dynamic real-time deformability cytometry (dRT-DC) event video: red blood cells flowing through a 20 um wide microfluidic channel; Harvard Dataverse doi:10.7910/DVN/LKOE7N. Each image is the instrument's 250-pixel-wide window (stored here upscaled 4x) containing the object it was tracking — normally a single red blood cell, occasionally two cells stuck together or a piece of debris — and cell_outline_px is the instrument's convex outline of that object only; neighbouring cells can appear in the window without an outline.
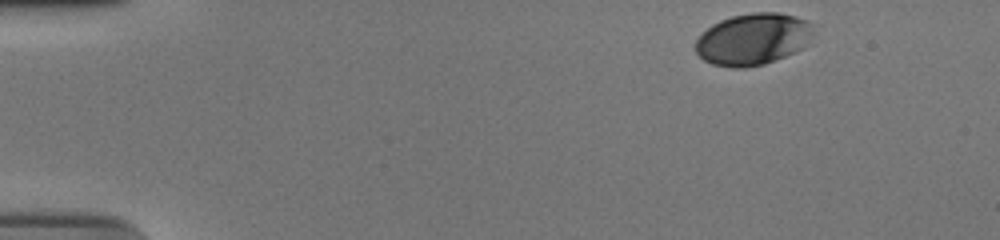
{"species": "human", "species_latin": "Homo sapiens", "temperature_condition": "cold", "stored_images_in_passage": 41, "camera_frame_rate_fps": 3000, "um_per_image_px": 0.085, "donor": {"sex": "male"}, "frame": {"image": 1, "passage_image": 1, "time_ms": 0.0, "image_size_px": [1000, 240], "cell_outline_px": [[816, 32], [804, 48], [764, 64], [744, 68], [732, 68], [712, 64], [704, 60], [696, 52], [696, 40], [712, 24], [720, 20], [732, 16], [752, 12], [776, 12], [796, 16], [808, 20], [816, 24]], "centroid_in_image_um": [64.08, 3.31], "position_along_channel_um": 20.9, "area_um2": 35.95}}
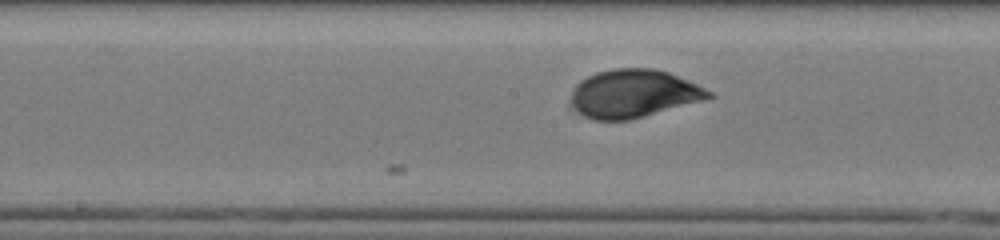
{"frame": {"image": 2, "passage_image": 24, "time_ms": 7.667, "image_size_px": [1000, 240], "cell_outline_px": [[716, 96], [632, 120], [592, 120], [584, 116], [572, 104], [572, 88], [580, 80], [596, 72], [612, 68], [652, 68], [668, 72], [696, 84], [712, 92]], "centroid_in_image_um": [53.84, 7.95], "position_along_channel_um": 194.4, "area_um2": 38.44}}
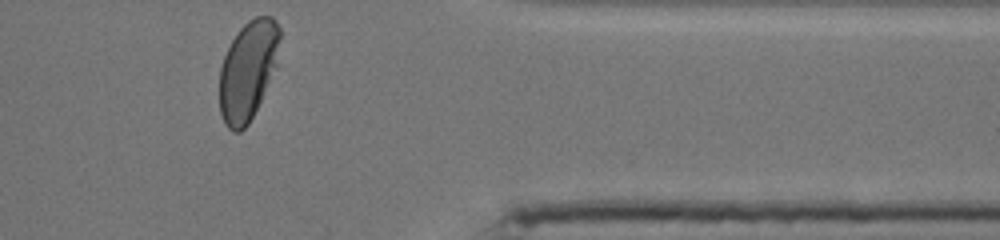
{"frame": {"image": 3, "passage_image": 41, "time_ms": 13.333, "image_size_px": [1000, 240], "cell_outline_px": [[280, 36], [276, 68], [248, 124], [240, 132], [232, 132], [228, 128], [220, 112], [220, 68], [224, 56], [232, 40], [240, 28], [248, 20], [256, 16], [272, 16], [276, 20], [280, 28]], "centroid_in_image_um": [21.08, 5.96], "position_along_channel_um": 390.3, "area_um2": 34.62}, "authors_computed_cell_mechanics": {"area_um2": 38.148, "velocity_mm_per_s": 3.7017, "shape_relaxation_time_tau1_ms": 2.9554, "shape_relaxation_time_tau2_ms": null, "deformation_change_tau1": 0.1437, "deformation_change_tau2": null}}